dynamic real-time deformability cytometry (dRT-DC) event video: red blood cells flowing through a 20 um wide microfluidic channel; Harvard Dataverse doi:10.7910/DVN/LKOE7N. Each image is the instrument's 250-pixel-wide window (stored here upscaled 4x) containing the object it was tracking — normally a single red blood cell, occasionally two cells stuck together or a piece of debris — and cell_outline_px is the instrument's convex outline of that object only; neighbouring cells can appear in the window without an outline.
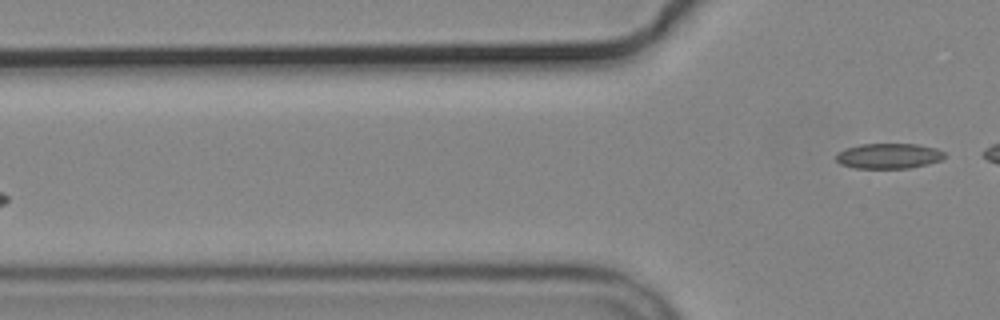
{"species": "common noctule bat (a hibernating species)", "species_latin": "Nyctalus noctula", "temperature_condition": "cold", "stored_images_in_passage": 3, "camera_frame_rate_fps": 3000, "um_per_image_px": 0.085, "animal": {"sex": "male", "body_mass_g": 19.2, "forearm_length_mm": 51.8}, "frame": {"image": 1, "passage_image": 3, "time_ms": 2.667, "image_size_px": [1000, 320], "cell_outline_px": [[944, 156], [940, 160], [928, 164], [908, 168], [856, 168], [840, 164], [836, 160], [836, 152], [844, 148], [860, 144], [916, 144], [936, 148], [944, 152]], "centroid_in_image_um": [75.49, 13.25], "position_along_channel_um": 50.3, "area_um2": 16.01}}